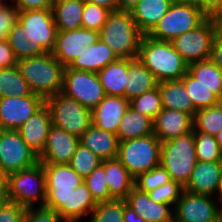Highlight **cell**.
<instances>
[{"label": "cell", "mask_w": 222, "mask_h": 222, "mask_svg": "<svg viewBox=\"0 0 222 222\" xmlns=\"http://www.w3.org/2000/svg\"><path fill=\"white\" fill-rule=\"evenodd\" d=\"M38 156L29 148L18 130L0 129V166L8 175L38 163Z\"/></svg>", "instance_id": "obj_12"}, {"label": "cell", "mask_w": 222, "mask_h": 222, "mask_svg": "<svg viewBox=\"0 0 222 222\" xmlns=\"http://www.w3.org/2000/svg\"><path fill=\"white\" fill-rule=\"evenodd\" d=\"M193 131L215 136L222 130V101L208 108L196 111L193 118Z\"/></svg>", "instance_id": "obj_35"}, {"label": "cell", "mask_w": 222, "mask_h": 222, "mask_svg": "<svg viewBox=\"0 0 222 222\" xmlns=\"http://www.w3.org/2000/svg\"><path fill=\"white\" fill-rule=\"evenodd\" d=\"M124 222H145L144 219L138 216L126 200H124Z\"/></svg>", "instance_id": "obj_53"}, {"label": "cell", "mask_w": 222, "mask_h": 222, "mask_svg": "<svg viewBox=\"0 0 222 222\" xmlns=\"http://www.w3.org/2000/svg\"><path fill=\"white\" fill-rule=\"evenodd\" d=\"M124 200L112 199L97 203L90 214V222H124Z\"/></svg>", "instance_id": "obj_40"}, {"label": "cell", "mask_w": 222, "mask_h": 222, "mask_svg": "<svg viewBox=\"0 0 222 222\" xmlns=\"http://www.w3.org/2000/svg\"><path fill=\"white\" fill-rule=\"evenodd\" d=\"M219 31L220 19L207 17L197 28L177 36L171 41V44L190 65L211 59L212 44Z\"/></svg>", "instance_id": "obj_9"}, {"label": "cell", "mask_w": 222, "mask_h": 222, "mask_svg": "<svg viewBox=\"0 0 222 222\" xmlns=\"http://www.w3.org/2000/svg\"><path fill=\"white\" fill-rule=\"evenodd\" d=\"M79 144V137L52 125L38 160L42 164H69Z\"/></svg>", "instance_id": "obj_17"}, {"label": "cell", "mask_w": 222, "mask_h": 222, "mask_svg": "<svg viewBox=\"0 0 222 222\" xmlns=\"http://www.w3.org/2000/svg\"><path fill=\"white\" fill-rule=\"evenodd\" d=\"M7 191H8V174L0 166V199L6 201Z\"/></svg>", "instance_id": "obj_54"}, {"label": "cell", "mask_w": 222, "mask_h": 222, "mask_svg": "<svg viewBox=\"0 0 222 222\" xmlns=\"http://www.w3.org/2000/svg\"><path fill=\"white\" fill-rule=\"evenodd\" d=\"M140 0H117L119 11H130Z\"/></svg>", "instance_id": "obj_56"}, {"label": "cell", "mask_w": 222, "mask_h": 222, "mask_svg": "<svg viewBox=\"0 0 222 222\" xmlns=\"http://www.w3.org/2000/svg\"><path fill=\"white\" fill-rule=\"evenodd\" d=\"M170 0H140L131 10L133 20L143 35H148L167 13Z\"/></svg>", "instance_id": "obj_25"}, {"label": "cell", "mask_w": 222, "mask_h": 222, "mask_svg": "<svg viewBox=\"0 0 222 222\" xmlns=\"http://www.w3.org/2000/svg\"><path fill=\"white\" fill-rule=\"evenodd\" d=\"M97 203L85 183L79 185L70 198V222H80L84 215H90Z\"/></svg>", "instance_id": "obj_37"}, {"label": "cell", "mask_w": 222, "mask_h": 222, "mask_svg": "<svg viewBox=\"0 0 222 222\" xmlns=\"http://www.w3.org/2000/svg\"><path fill=\"white\" fill-rule=\"evenodd\" d=\"M80 144L87 147L102 160L118 156L119 140L115 133L91 125L80 137Z\"/></svg>", "instance_id": "obj_24"}, {"label": "cell", "mask_w": 222, "mask_h": 222, "mask_svg": "<svg viewBox=\"0 0 222 222\" xmlns=\"http://www.w3.org/2000/svg\"><path fill=\"white\" fill-rule=\"evenodd\" d=\"M85 2L102 6L111 12L118 11L117 0H84Z\"/></svg>", "instance_id": "obj_55"}, {"label": "cell", "mask_w": 222, "mask_h": 222, "mask_svg": "<svg viewBox=\"0 0 222 222\" xmlns=\"http://www.w3.org/2000/svg\"><path fill=\"white\" fill-rule=\"evenodd\" d=\"M213 196L183 190L174 208L175 222H220V206ZM214 199V201L212 200Z\"/></svg>", "instance_id": "obj_13"}, {"label": "cell", "mask_w": 222, "mask_h": 222, "mask_svg": "<svg viewBox=\"0 0 222 222\" xmlns=\"http://www.w3.org/2000/svg\"><path fill=\"white\" fill-rule=\"evenodd\" d=\"M183 190L184 187H182L178 182L170 180L169 182H166L158 188L148 192V195L157 203L169 204L172 207H175Z\"/></svg>", "instance_id": "obj_45"}, {"label": "cell", "mask_w": 222, "mask_h": 222, "mask_svg": "<svg viewBox=\"0 0 222 222\" xmlns=\"http://www.w3.org/2000/svg\"><path fill=\"white\" fill-rule=\"evenodd\" d=\"M157 86L161 93L163 108L186 112L194 118L197 109L181 80L162 81Z\"/></svg>", "instance_id": "obj_28"}, {"label": "cell", "mask_w": 222, "mask_h": 222, "mask_svg": "<svg viewBox=\"0 0 222 222\" xmlns=\"http://www.w3.org/2000/svg\"><path fill=\"white\" fill-rule=\"evenodd\" d=\"M7 41L17 60L47 53L40 44L33 42L19 22L10 30Z\"/></svg>", "instance_id": "obj_33"}, {"label": "cell", "mask_w": 222, "mask_h": 222, "mask_svg": "<svg viewBox=\"0 0 222 222\" xmlns=\"http://www.w3.org/2000/svg\"><path fill=\"white\" fill-rule=\"evenodd\" d=\"M170 180L166 169L159 165L135 178V187L143 193H148Z\"/></svg>", "instance_id": "obj_43"}, {"label": "cell", "mask_w": 222, "mask_h": 222, "mask_svg": "<svg viewBox=\"0 0 222 222\" xmlns=\"http://www.w3.org/2000/svg\"><path fill=\"white\" fill-rule=\"evenodd\" d=\"M127 85H125V98L131 99L153 90L158 82L154 75L138 59L128 58Z\"/></svg>", "instance_id": "obj_27"}, {"label": "cell", "mask_w": 222, "mask_h": 222, "mask_svg": "<svg viewBox=\"0 0 222 222\" xmlns=\"http://www.w3.org/2000/svg\"><path fill=\"white\" fill-rule=\"evenodd\" d=\"M220 165H221V179H220V186L217 192V199H218V203H220L222 201V160L220 161Z\"/></svg>", "instance_id": "obj_57"}, {"label": "cell", "mask_w": 222, "mask_h": 222, "mask_svg": "<svg viewBox=\"0 0 222 222\" xmlns=\"http://www.w3.org/2000/svg\"><path fill=\"white\" fill-rule=\"evenodd\" d=\"M220 204L222 205V201L220 202ZM220 222H222V206H220Z\"/></svg>", "instance_id": "obj_60"}, {"label": "cell", "mask_w": 222, "mask_h": 222, "mask_svg": "<svg viewBox=\"0 0 222 222\" xmlns=\"http://www.w3.org/2000/svg\"><path fill=\"white\" fill-rule=\"evenodd\" d=\"M154 134L153 120L130 107L120 121L117 137L119 142Z\"/></svg>", "instance_id": "obj_31"}, {"label": "cell", "mask_w": 222, "mask_h": 222, "mask_svg": "<svg viewBox=\"0 0 222 222\" xmlns=\"http://www.w3.org/2000/svg\"><path fill=\"white\" fill-rule=\"evenodd\" d=\"M52 125L80 137L92 125L91 110L76 100L57 93L45 100Z\"/></svg>", "instance_id": "obj_10"}, {"label": "cell", "mask_w": 222, "mask_h": 222, "mask_svg": "<svg viewBox=\"0 0 222 222\" xmlns=\"http://www.w3.org/2000/svg\"><path fill=\"white\" fill-rule=\"evenodd\" d=\"M154 135L161 141H169L193 131V117L176 109L163 108L153 121Z\"/></svg>", "instance_id": "obj_18"}, {"label": "cell", "mask_w": 222, "mask_h": 222, "mask_svg": "<svg viewBox=\"0 0 222 222\" xmlns=\"http://www.w3.org/2000/svg\"><path fill=\"white\" fill-rule=\"evenodd\" d=\"M128 58H118L97 72L105 95L125 97L127 85Z\"/></svg>", "instance_id": "obj_29"}, {"label": "cell", "mask_w": 222, "mask_h": 222, "mask_svg": "<svg viewBox=\"0 0 222 222\" xmlns=\"http://www.w3.org/2000/svg\"><path fill=\"white\" fill-rule=\"evenodd\" d=\"M84 0H56L52 10L57 31L82 28Z\"/></svg>", "instance_id": "obj_30"}, {"label": "cell", "mask_w": 222, "mask_h": 222, "mask_svg": "<svg viewBox=\"0 0 222 222\" xmlns=\"http://www.w3.org/2000/svg\"><path fill=\"white\" fill-rule=\"evenodd\" d=\"M13 4H6L0 8V40L8 38L12 27L18 22L19 10Z\"/></svg>", "instance_id": "obj_47"}, {"label": "cell", "mask_w": 222, "mask_h": 222, "mask_svg": "<svg viewBox=\"0 0 222 222\" xmlns=\"http://www.w3.org/2000/svg\"><path fill=\"white\" fill-rule=\"evenodd\" d=\"M23 222H65L53 209L45 206L27 207Z\"/></svg>", "instance_id": "obj_46"}, {"label": "cell", "mask_w": 222, "mask_h": 222, "mask_svg": "<svg viewBox=\"0 0 222 222\" xmlns=\"http://www.w3.org/2000/svg\"><path fill=\"white\" fill-rule=\"evenodd\" d=\"M5 200H3V199H0V205L4 202Z\"/></svg>", "instance_id": "obj_63"}, {"label": "cell", "mask_w": 222, "mask_h": 222, "mask_svg": "<svg viewBox=\"0 0 222 222\" xmlns=\"http://www.w3.org/2000/svg\"><path fill=\"white\" fill-rule=\"evenodd\" d=\"M6 201L24 207L45 206L46 184L43 164L34 166L8 175V191ZM37 202V203H36Z\"/></svg>", "instance_id": "obj_6"}, {"label": "cell", "mask_w": 222, "mask_h": 222, "mask_svg": "<svg viewBox=\"0 0 222 222\" xmlns=\"http://www.w3.org/2000/svg\"><path fill=\"white\" fill-rule=\"evenodd\" d=\"M61 93L91 111L106 96L97 73L73 70L69 67L64 69Z\"/></svg>", "instance_id": "obj_11"}, {"label": "cell", "mask_w": 222, "mask_h": 222, "mask_svg": "<svg viewBox=\"0 0 222 222\" xmlns=\"http://www.w3.org/2000/svg\"><path fill=\"white\" fill-rule=\"evenodd\" d=\"M102 162V159L87 147L79 144L76 152L73 154L69 165L80 176L85 178Z\"/></svg>", "instance_id": "obj_42"}, {"label": "cell", "mask_w": 222, "mask_h": 222, "mask_svg": "<svg viewBox=\"0 0 222 222\" xmlns=\"http://www.w3.org/2000/svg\"><path fill=\"white\" fill-rule=\"evenodd\" d=\"M138 59L154 75L156 81L180 80L188 72V64L171 42L143 35Z\"/></svg>", "instance_id": "obj_1"}, {"label": "cell", "mask_w": 222, "mask_h": 222, "mask_svg": "<svg viewBox=\"0 0 222 222\" xmlns=\"http://www.w3.org/2000/svg\"><path fill=\"white\" fill-rule=\"evenodd\" d=\"M99 40V32L86 28L57 31L52 55L66 68L80 56L84 46L90 47Z\"/></svg>", "instance_id": "obj_16"}, {"label": "cell", "mask_w": 222, "mask_h": 222, "mask_svg": "<svg viewBox=\"0 0 222 222\" xmlns=\"http://www.w3.org/2000/svg\"><path fill=\"white\" fill-rule=\"evenodd\" d=\"M215 138H216L218 145L220 146V150L222 153V130H220L219 133L217 135H215Z\"/></svg>", "instance_id": "obj_58"}, {"label": "cell", "mask_w": 222, "mask_h": 222, "mask_svg": "<svg viewBox=\"0 0 222 222\" xmlns=\"http://www.w3.org/2000/svg\"><path fill=\"white\" fill-rule=\"evenodd\" d=\"M17 61L7 39L0 40V69L16 66Z\"/></svg>", "instance_id": "obj_51"}, {"label": "cell", "mask_w": 222, "mask_h": 222, "mask_svg": "<svg viewBox=\"0 0 222 222\" xmlns=\"http://www.w3.org/2000/svg\"><path fill=\"white\" fill-rule=\"evenodd\" d=\"M134 212L145 222H173L174 208L169 204L153 201L148 193H143L134 187L125 199ZM172 210V211H171Z\"/></svg>", "instance_id": "obj_21"}, {"label": "cell", "mask_w": 222, "mask_h": 222, "mask_svg": "<svg viewBox=\"0 0 222 222\" xmlns=\"http://www.w3.org/2000/svg\"><path fill=\"white\" fill-rule=\"evenodd\" d=\"M162 142L154 135L119 142L117 159L137 178L160 165Z\"/></svg>", "instance_id": "obj_7"}, {"label": "cell", "mask_w": 222, "mask_h": 222, "mask_svg": "<svg viewBox=\"0 0 222 222\" xmlns=\"http://www.w3.org/2000/svg\"><path fill=\"white\" fill-rule=\"evenodd\" d=\"M188 72L222 101V71L211 59L188 65Z\"/></svg>", "instance_id": "obj_32"}, {"label": "cell", "mask_w": 222, "mask_h": 222, "mask_svg": "<svg viewBox=\"0 0 222 222\" xmlns=\"http://www.w3.org/2000/svg\"><path fill=\"white\" fill-rule=\"evenodd\" d=\"M4 0H0V8L3 7L6 3H4Z\"/></svg>", "instance_id": "obj_61"}, {"label": "cell", "mask_w": 222, "mask_h": 222, "mask_svg": "<svg viewBox=\"0 0 222 222\" xmlns=\"http://www.w3.org/2000/svg\"><path fill=\"white\" fill-rule=\"evenodd\" d=\"M46 184L45 207L56 211L65 222H70V198L82 183L80 176L69 164H43Z\"/></svg>", "instance_id": "obj_4"}, {"label": "cell", "mask_w": 222, "mask_h": 222, "mask_svg": "<svg viewBox=\"0 0 222 222\" xmlns=\"http://www.w3.org/2000/svg\"><path fill=\"white\" fill-rule=\"evenodd\" d=\"M118 59L113 50L102 40H98L90 47L84 46V51L75 58L70 69L78 71L99 72L107 64Z\"/></svg>", "instance_id": "obj_23"}, {"label": "cell", "mask_w": 222, "mask_h": 222, "mask_svg": "<svg viewBox=\"0 0 222 222\" xmlns=\"http://www.w3.org/2000/svg\"><path fill=\"white\" fill-rule=\"evenodd\" d=\"M101 165L105 170L110 196L125 200L135 187V178L117 158L102 160Z\"/></svg>", "instance_id": "obj_26"}, {"label": "cell", "mask_w": 222, "mask_h": 222, "mask_svg": "<svg viewBox=\"0 0 222 222\" xmlns=\"http://www.w3.org/2000/svg\"><path fill=\"white\" fill-rule=\"evenodd\" d=\"M110 13V10L102 6L85 2L82 14V28L99 32Z\"/></svg>", "instance_id": "obj_44"}, {"label": "cell", "mask_w": 222, "mask_h": 222, "mask_svg": "<svg viewBox=\"0 0 222 222\" xmlns=\"http://www.w3.org/2000/svg\"><path fill=\"white\" fill-rule=\"evenodd\" d=\"M220 30L222 31V19H220Z\"/></svg>", "instance_id": "obj_62"}, {"label": "cell", "mask_w": 222, "mask_h": 222, "mask_svg": "<svg viewBox=\"0 0 222 222\" xmlns=\"http://www.w3.org/2000/svg\"><path fill=\"white\" fill-rule=\"evenodd\" d=\"M208 17L222 19V0H192Z\"/></svg>", "instance_id": "obj_49"}, {"label": "cell", "mask_w": 222, "mask_h": 222, "mask_svg": "<svg viewBox=\"0 0 222 222\" xmlns=\"http://www.w3.org/2000/svg\"><path fill=\"white\" fill-rule=\"evenodd\" d=\"M26 207L4 201L0 205V222H23Z\"/></svg>", "instance_id": "obj_48"}, {"label": "cell", "mask_w": 222, "mask_h": 222, "mask_svg": "<svg viewBox=\"0 0 222 222\" xmlns=\"http://www.w3.org/2000/svg\"><path fill=\"white\" fill-rule=\"evenodd\" d=\"M32 91L17 65L0 69V98L29 96Z\"/></svg>", "instance_id": "obj_34"}, {"label": "cell", "mask_w": 222, "mask_h": 222, "mask_svg": "<svg viewBox=\"0 0 222 222\" xmlns=\"http://www.w3.org/2000/svg\"><path fill=\"white\" fill-rule=\"evenodd\" d=\"M221 179L220 162H200L194 166L191 178L184 190L193 194L214 196L218 192Z\"/></svg>", "instance_id": "obj_22"}, {"label": "cell", "mask_w": 222, "mask_h": 222, "mask_svg": "<svg viewBox=\"0 0 222 222\" xmlns=\"http://www.w3.org/2000/svg\"><path fill=\"white\" fill-rule=\"evenodd\" d=\"M56 0H13V5L19 11L39 10L52 8Z\"/></svg>", "instance_id": "obj_50"}, {"label": "cell", "mask_w": 222, "mask_h": 222, "mask_svg": "<svg viewBox=\"0 0 222 222\" xmlns=\"http://www.w3.org/2000/svg\"><path fill=\"white\" fill-rule=\"evenodd\" d=\"M129 107L154 121L156 116L163 109L159 87L157 86L153 90L131 99L129 101Z\"/></svg>", "instance_id": "obj_38"}, {"label": "cell", "mask_w": 222, "mask_h": 222, "mask_svg": "<svg viewBox=\"0 0 222 222\" xmlns=\"http://www.w3.org/2000/svg\"><path fill=\"white\" fill-rule=\"evenodd\" d=\"M172 3H186L191 2L192 0H170Z\"/></svg>", "instance_id": "obj_59"}, {"label": "cell", "mask_w": 222, "mask_h": 222, "mask_svg": "<svg viewBox=\"0 0 222 222\" xmlns=\"http://www.w3.org/2000/svg\"><path fill=\"white\" fill-rule=\"evenodd\" d=\"M211 60L222 71V31L215 36L212 44Z\"/></svg>", "instance_id": "obj_52"}, {"label": "cell", "mask_w": 222, "mask_h": 222, "mask_svg": "<svg viewBox=\"0 0 222 222\" xmlns=\"http://www.w3.org/2000/svg\"><path fill=\"white\" fill-rule=\"evenodd\" d=\"M17 67L32 93L44 100L62 91L65 67L52 53L20 59Z\"/></svg>", "instance_id": "obj_2"}, {"label": "cell", "mask_w": 222, "mask_h": 222, "mask_svg": "<svg viewBox=\"0 0 222 222\" xmlns=\"http://www.w3.org/2000/svg\"><path fill=\"white\" fill-rule=\"evenodd\" d=\"M129 108V101L121 96H105L91 111L92 125L117 134L121 119Z\"/></svg>", "instance_id": "obj_19"}, {"label": "cell", "mask_w": 222, "mask_h": 222, "mask_svg": "<svg viewBox=\"0 0 222 222\" xmlns=\"http://www.w3.org/2000/svg\"><path fill=\"white\" fill-rule=\"evenodd\" d=\"M44 105L45 100L33 93L29 96L0 98V129L17 130Z\"/></svg>", "instance_id": "obj_15"}, {"label": "cell", "mask_w": 222, "mask_h": 222, "mask_svg": "<svg viewBox=\"0 0 222 222\" xmlns=\"http://www.w3.org/2000/svg\"><path fill=\"white\" fill-rule=\"evenodd\" d=\"M207 17L193 1L172 3L167 13L147 36L171 42L177 36L197 28Z\"/></svg>", "instance_id": "obj_8"}, {"label": "cell", "mask_w": 222, "mask_h": 222, "mask_svg": "<svg viewBox=\"0 0 222 222\" xmlns=\"http://www.w3.org/2000/svg\"><path fill=\"white\" fill-rule=\"evenodd\" d=\"M143 34L130 11H114L99 31V39L107 44L118 58H138Z\"/></svg>", "instance_id": "obj_3"}, {"label": "cell", "mask_w": 222, "mask_h": 222, "mask_svg": "<svg viewBox=\"0 0 222 222\" xmlns=\"http://www.w3.org/2000/svg\"><path fill=\"white\" fill-rule=\"evenodd\" d=\"M195 152L197 161L200 162H220L222 153L215 136L194 131Z\"/></svg>", "instance_id": "obj_39"}, {"label": "cell", "mask_w": 222, "mask_h": 222, "mask_svg": "<svg viewBox=\"0 0 222 222\" xmlns=\"http://www.w3.org/2000/svg\"><path fill=\"white\" fill-rule=\"evenodd\" d=\"M196 163L194 131L162 142L160 165L182 187L189 182Z\"/></svg>", "instance_id": "obj_5"}, {"label": "cell", "mask_w": 222, "mask_h": 222, "mask_svg": "<svg viewBox=\"0 0 222 222\" xmlns=\"http://www.w3.org/2000/svg\"><path fill=\"white\" fill-rule=\"evenodd\" d=\"M194 107L199 110L215 106L221 102V100L211 90L204 85L198 83V80L187 72L181 79Z\"/></svg>", "instance_id": "obj_36"}, {"label": "cell", "mask_w": 222, "mask_h": 222, "mask_svg": "<svg viewBox=\"0 0 222 222\" xmlns=\"http://www.w3.org/2000/svg\"><path fill=\"white\" fill-rule=\"evenodd\" d=\"M84 183L96 203L113 199L109 194L105 170L101 164L84 178Z\"/></svg>", "instance_id": "obj_41"}, {"label": "cell", "mask_w": 222, "mask_h": 222, "mask_svg": "<svg viewBox=\"0 0 222 222\" xmlns=\"http://www.w3.org/2000/svg\"><path fill=\"white\" fill-rule=\"evenodd\" d=\"M51 126L50 111L45 104L17 130L29 148L39 157L44 150Z\"/></svg>", "instance_id": "obj_20"}, {"label": "cell", "mask_w": 222, "mask_h": 222, "mask_svg": "<svg viewBox=\"0 0 222 222\" xmlns=\"http://www.w3.org/2000/svg\"><path fill=\"white\" fill-rule=\"evenodd\" d=\"M18 22L33 42L40 44L48 53L53 51L57 28L52 8L19 11Z\"/></svg>", "instance_id": "obj_14"}]
</instances>
